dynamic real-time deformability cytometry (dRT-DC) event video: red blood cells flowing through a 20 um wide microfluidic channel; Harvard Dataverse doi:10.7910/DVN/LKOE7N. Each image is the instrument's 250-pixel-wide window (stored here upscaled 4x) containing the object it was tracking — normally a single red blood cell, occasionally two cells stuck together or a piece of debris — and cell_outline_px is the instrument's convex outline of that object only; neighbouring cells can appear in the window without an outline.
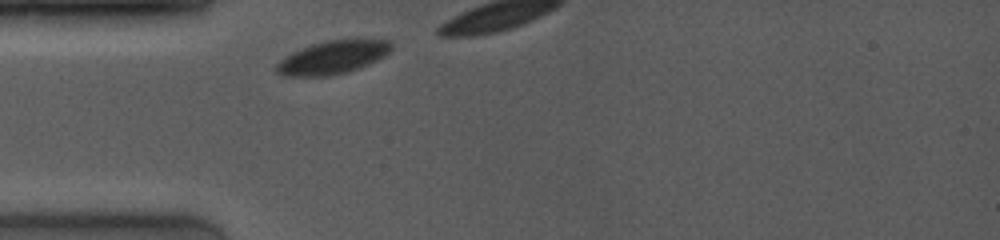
{"species": "common noctule bat (a hibernating species)", "species_latin": "Nyctalus noctula", "temperature_condition": "room temperature", "stored_images_in_passage": 6, "camera_frame_rate_fps": 4000, "um_per_image_px": 0.085, "animal": {"sex": "female", "body_mass_g": 19.0, "forearm_length_mm": 53.3}, "frame": {"image": 1, "passage_image": 1, "time_ms": 0.0, "image_size_px": [1000, 240], "cell_outline_px": [[392, 48], [384, 56], [360, 68], [348, 72], [328, 76], [284, 76], [276, 72], [276, 64], [284, 56], [292, 52], [312, 44], [324, 40], [356, 36], [392, 40]], "centroid_in_image_um": [28.34, 4.82], "position_along_channel_um": 56.7, "area_um2": 23.12}}